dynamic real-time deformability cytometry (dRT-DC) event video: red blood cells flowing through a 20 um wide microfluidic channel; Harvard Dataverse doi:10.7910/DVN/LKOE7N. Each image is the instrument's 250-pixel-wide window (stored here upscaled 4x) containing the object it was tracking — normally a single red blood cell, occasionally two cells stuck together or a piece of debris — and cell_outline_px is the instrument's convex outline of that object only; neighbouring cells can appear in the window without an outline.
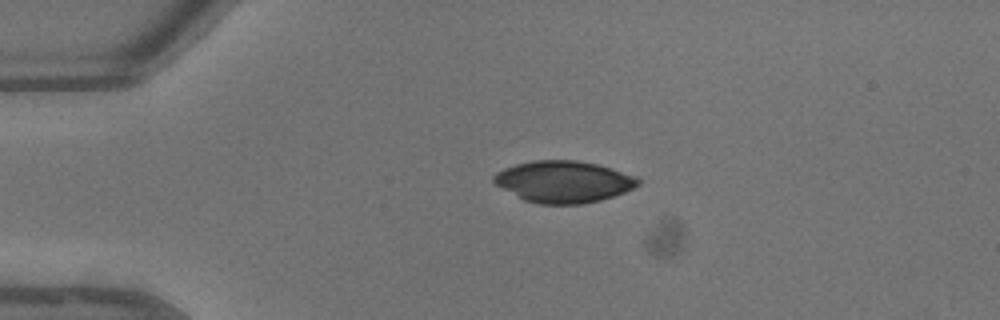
{"species": "common noctule bat (a hibernating species)", "species_latin": "Nyctalus noctula", "temperature_condition": "warm", "stored_images_in_passage": 30, "camera_frame_rate_fps": 3000, "um_per_image_px": 0.085, "animal": {"sex": "male", "body_mass_g": 13.3}, "frame": {"image": 1, "passage_image": 1, "time_ms": 0.0, "image_size_px": [1000, 320], "cell_outline_px": [[640, 184], [624, 192], [600, 200], [584, 204], [540, 204], [524, 200], [496, 184], [492, 180], [492, 176], [496, 172], [504, 168], [516, 164], [532, 160], [576, 160], [596, 164], [632, 176], [640, 180]], "centroid_in_image_um": [47.85, 15.44], "position_along_channel_um": 37.1, "area_um2": 34.62}}